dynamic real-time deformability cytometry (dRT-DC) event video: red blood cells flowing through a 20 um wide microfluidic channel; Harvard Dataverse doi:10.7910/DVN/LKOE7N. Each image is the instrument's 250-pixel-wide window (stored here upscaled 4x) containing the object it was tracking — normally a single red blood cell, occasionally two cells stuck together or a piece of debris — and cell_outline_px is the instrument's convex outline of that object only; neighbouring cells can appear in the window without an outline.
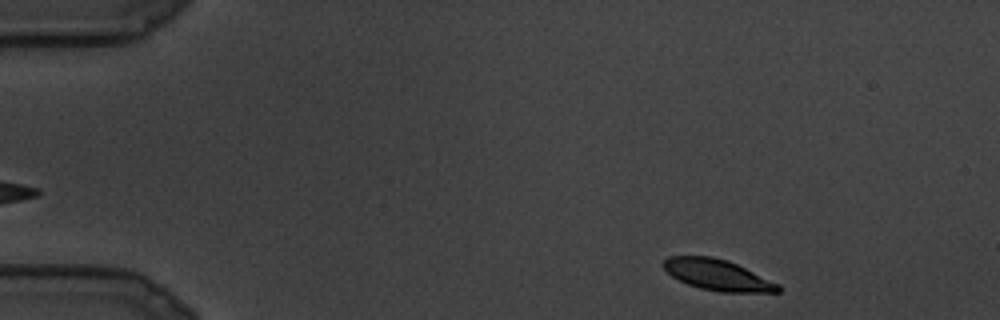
{"species": "common noctule bat (a hibernating species)", "species_latin": "Nyctalus noctula", "temperature_condition": "cold", "stored_images_in_passage": 9, "camera_frame_rate_fps": 3000, "um_per_image_px": 0.085, "animal": {"sex": "male", "body_mass_g": 19.5, "forearm_length_mm": 54.6}, "frame": {"image": 1, "passage_image": 1, "time_ms": 0.0, "image_size_px": [1000, 320], "cell_outline_px": [[780, 292], [720, 292], [700, 288], [688, 284], [672, 276], [660, 264], [668, 256], [712, 256], [728, 260], [780, 284]], "centroid_in_image_um": [60.98, 23.36], "position_along_channel_um": 24.0, "area_um2": 20.63}}
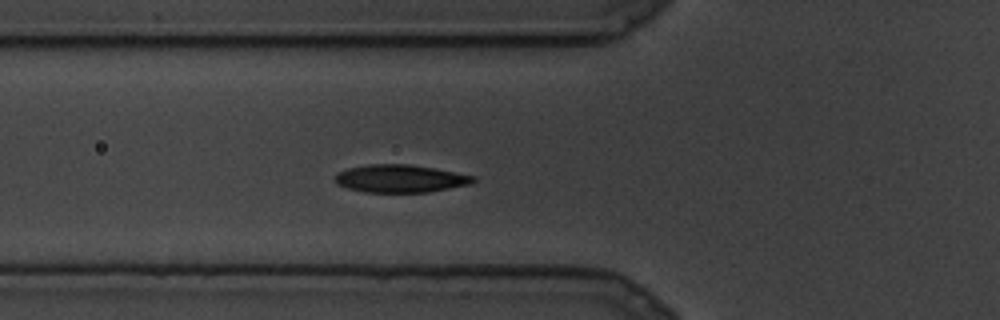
{"frame": {"image": 2, "passage_image": 7, "time_ms": 2.0, "image_size_px": [1000, 320], "cell_outline_px": [[476, 180], [472, 184], [428, 192], [364, 192], [348, 188], [336, 184], [332, 180], [336, 172], [348, 168], [368, 164], [408, 164], [432, 168], [476, 176]], "centroid_in_image_um": [33.98, 15.18], "position_along_channel_um": 91.8, "area_um2": 22.48}}
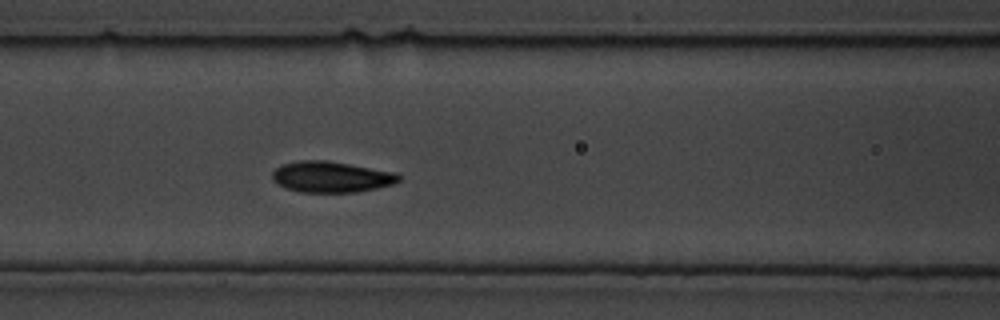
{"frame": {"image": 3, "passage_image": 9, "time_ms": 2.667, "image_size_px": [1000, 320], "cell_outline_px": [[400, 180], [392, 184], [376, 188], [352, 192], [300, 192], [284, 188], [276, 184], [272, 180], [272, 172], [280, 164], [300, 160], [328, 160], [396, 172], [400, 176]], "centroid_in_image_um": [28.1, 15.02], "position_along_channel_um": 138.5, "area_um2": 23.0}}